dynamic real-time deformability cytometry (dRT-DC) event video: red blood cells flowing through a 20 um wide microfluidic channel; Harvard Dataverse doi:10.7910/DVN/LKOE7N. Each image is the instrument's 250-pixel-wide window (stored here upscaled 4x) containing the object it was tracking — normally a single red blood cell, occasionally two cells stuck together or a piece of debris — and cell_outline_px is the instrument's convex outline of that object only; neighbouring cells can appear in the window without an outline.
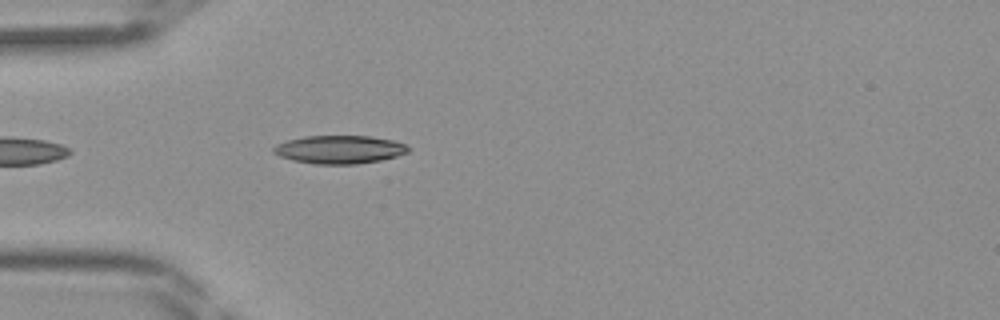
{"species": "Egyptian fruit bat (a non-hibernating species)", "species_latin": "Rousettus aegyptiacus", "temperature_condition": "room temperature", "stored_images_in_passage": 6, "camera_frame_rate_fps": 3000, "um_per_image_px": 0.085, "frame": {"image": 1, "passage_image": 3, "time_ms": 0.667, "image_size_px": [1000, 320], "cell_outline_px": [[412, 148], [408, 152], [396, 156], [380, 160], [356, 164], [316, 164], [292, 160], [280, 156], [272, 152], [272, 148], [276, 144], [288, 140], [304, 136], [368, 136], [392, 140], [404, 144]], "centroid_in_image_um": [28.84, 12.71], "position_along_channel_um": 56.2, "area_um2": 22.08}}